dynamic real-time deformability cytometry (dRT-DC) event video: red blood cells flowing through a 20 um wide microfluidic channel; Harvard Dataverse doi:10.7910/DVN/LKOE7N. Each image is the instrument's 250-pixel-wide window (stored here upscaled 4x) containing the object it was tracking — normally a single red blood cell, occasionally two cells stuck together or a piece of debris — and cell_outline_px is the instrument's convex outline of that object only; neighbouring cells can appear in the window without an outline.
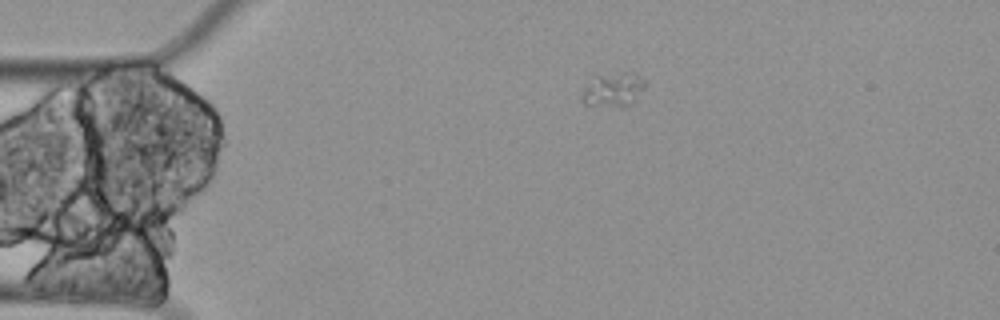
{"species": "Egyptian fruit bat (a non-hibernating species)", "species_latin": "Rousettus aegyptiacus", "temperature_condition": "cold", "stored_images_in_passage": 4, "segment_of_instrument_passage": [2, 2], "camera_frame_rate_fps": 3000, "um_per_image_px": 0.085, "animal": {"sex": "female"}, "frame": {"image": 1, "passage_image": 4, "time_ms": 1.0, "image_size_px": [1000, 320], "cell_outline_px": [[648, 84], [632, 104], [624, 108], [620, 108], [584, 104], [580, 100], [580, 96], [592, 72], [628, 72], [640, 76]], "centroid_in_image_um": [52.07, 7.59], "position_along_channel_um": 32.9, "area_um2": 13.58}}